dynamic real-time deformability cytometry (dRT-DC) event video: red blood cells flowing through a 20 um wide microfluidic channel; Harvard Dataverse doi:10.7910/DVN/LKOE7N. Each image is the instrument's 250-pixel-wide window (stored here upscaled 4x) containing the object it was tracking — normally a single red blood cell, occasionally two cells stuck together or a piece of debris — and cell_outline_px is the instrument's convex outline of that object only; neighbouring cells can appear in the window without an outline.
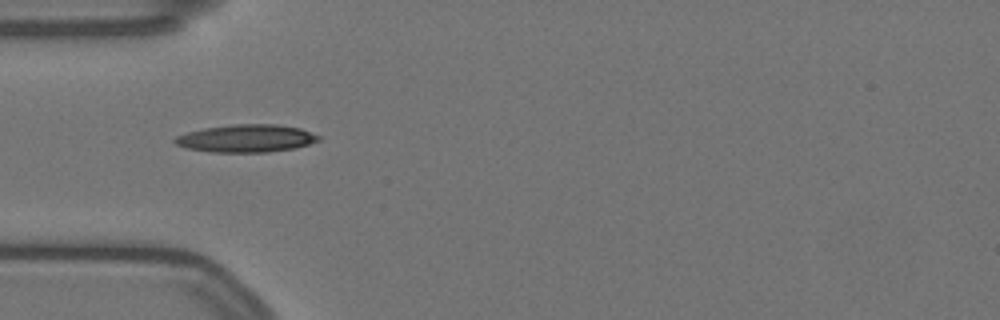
{"species": "Egyptian fruit bat (a non-hibernating species)", "species_latin": "Rousettus aegyptiacus", "temperature_condition": "warm", "stored_images_in_passage": 37, "camera_frame_rate_fps": 3000, "um_per_image_px": 0.085, "animal": {"sex": "female"}, "frame": {"image": 1, "passage_image": 1, "time_ms": 0.0, "image_size_px": [1000, 320], "cell_outline_px": [[320, 140], [296, 148], [268, 152], [212, 152], [188, 148], [176, 144], [172, 140], [176, 136], [188, 132], [204, 128], [232, 124], [276, 124], [300, 128], [320, 136]], "centroid_in_image_um": [20.94, 11.76], "position_along_channel_um": 64.1, "area_um2": 23.12}}
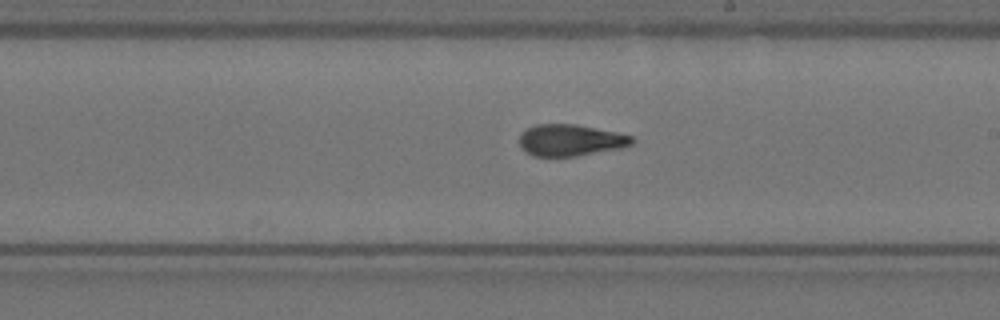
{"frame": {"image": 2, "passage_image": 16, "time_ms": 5.0, "image_size_px": [1000, 320], "cell_outline_px": [[636, 140], [632, 144], [620, 148], [576, 156], [532, 156], [524, 152], [520, 144], [520, 132], [536, 124], [576, 124], [616, 132], [632, 136]], "centroid_in_image_um": [48.47, 11.91], "position_along_channel_um": 240.5, "area_um2": 20.75}}
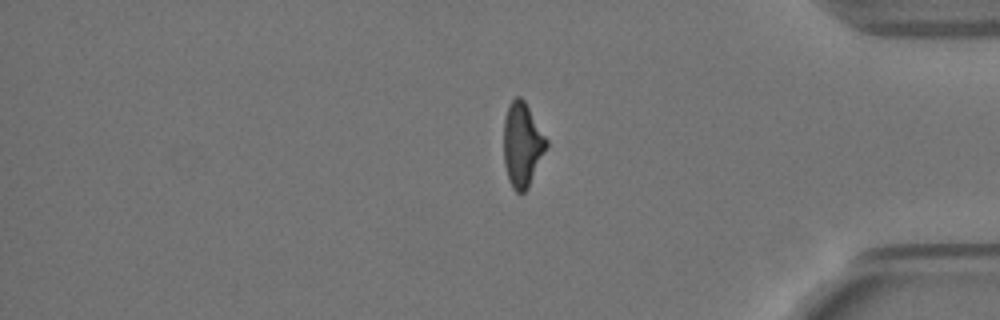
{"frame": {"image": 3, "passage_image": 31, "time_ms": 10.0, "image_size_px": [1000, 320], "cell_outline_px": [[548, 144], [528, 188], [524, 192], [516, 192], [512, 188], [508, 180], [504, 164], [504, 116], [508, 104], [516, 96], [520, 96], [524, 100], [548, 140]], "centroid_in_image_um": [44.37, 12.28], "position_along_channel_um": 390.8, "area_um2": 20.98}}